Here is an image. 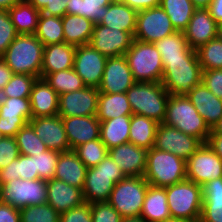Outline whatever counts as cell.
Wrapping results in <instances>:
<instances>
[{"instance_id": "cell-18", "label": "cell", "mask_w": 222, "mask_h": 222, "mask_svg": "<svg viewBox=\"0 0 222 222\" xmlns=\"http://www.w3.org/2000/svg\"><path fill=\"white\" fill-rule=\"evenodd\" d=\"M125 55L107 58L99 92L126 93L135 83Z\"/></svg>"}, {"instance_id": "cell-59", "label": "cell", "mask_w": 222, "mask_h": 222, "mask_svg": "<svg viewBox=\"0 0 222 222\" xmlns=\"http://www.w3.org/2000/svg\"><path fill=\"white\" fill-rule=\"evenodd\" d=\"M22 0H0V9L9 10L12 6Z\"/></svg>"}, {"instance_id": "cell-4", "label": "cell", "mask_w": 222, "mask_h": 222, "mask_svg": "<svg viewBox=\"0 0 222 222\" xmlns=\"http://www.w3.org/2000/svg\"><path fill=\"white\" fill-rule=\"evenodd\" d=\"M164 124L175 127L187 135L206 143L211 129L187 96L170 94Z\"/></svg>"}, {"instance_id": "cell-55", "label": "cell", "mask_w": 222, "mask_h": 222, "mask_svg": "<svg viewBox=\"0 0 222 222\" xmlns=\"http://www.w3.org/2000/svg\"><path fill=\"white\" fill-rule=\"evenodd\" d=\"M137 12L160 6L161 0H118Z\"/></svg>"}, {"instance_id": "cell-54", "label": "cell", "mask_w": 222, "mask_h": 222, "mask_svg": "<svg viewBox=\"0 0 222 222\" xmlns=\"http://www.w3.org/2000/svg\"><path fill=\"white\" fill-rule=\"evenodd\" d=\"M0 222H20V209L0 202Z\"/></svg>"}, {"instance_id": "cell-10", "label": "cell", "mask_w": 222, "mask_h": 222, "mask_svg": "<svg viewBox=\"0 0 222 222\" xmlns=\"http://www.w3.org/2000/svg\"><path fill=\"white\" fill-rule=\"evenodd\" d=\"M47 181L16 179L0 185V202L17 209L46 203Z\"/></svg>"}, {"instance_id": "cell-14", "label": "cell", "mask_w": 222, "mask_h": 222, "mask_svg": "<svg viewBox=\"0 0 222 222\" xmlns=\"http://www.w3.org/2000/svg\"><path fill=\"white\" fill-rule=\"evenodd\" d=\"M107 57L90 44L77 46L73 69L89 87H99L103 78Z\"/></svg>"}, {"instance_id": "cell-63", "label": "cell", "mask_w": 222, "mask_h": 222, "mask_svg": "<svg viewBox=\"0 0 222 222\" xmlns=\"http://www.w3.org/2000/svg\"><path fill=\"white\" fill-rule=\"evenodd\" d=\"M161 222H191V221H188V220H185V219H180V218L170 217V218L165 219L164 221H161Z\"/></svg>"}, {"instance_id": "cell-53", "label": "cell", "mask_w": 222, "mask_h": 222, "mask_svg": "<svg viewBox=\"0 0 222 222\" xmlns=\"http://www.w3.org/2000/svg\"><path fill=\"white\" fill-rule=\"evenodd\" d=\"M201 82L219 99H222V69L202 70Z\"/></svg>"}, {"instance_id": "cell-40", "label": "cell", "mask_w": 222, "mask_h": 222, "mask_svg": "<svg viewBox=\"0 0 222 222\" xmlns=\"http://www.w3.org/2000/svg\"><path fill=\"white\" fill-rule=\"evenodd\" d=\"M34 35L44 46L65 42L62 17L40 14Z\"/></svg>"}, {"instance_id": "cell-66", "label": "cell", "mask_w": 222, "mask_h": 222, "mask_svg": "<svg viewBox=\"0 0 222 222\" xmlns=\"http://www.w3.org/2000/svg\"><path fill=\"white\" fill-rule=\"evenodd\" d=\"M5 136L0 132V141L4 138Z\"/></svg>"}, {"instance_id": "cell-42", "label": "cell", "mask_w": 222, "mask_h": 222, "mask_svg": "<svg viewBox=\"0 0 222 222\" xmlns=\"http://www.w3.org/2000/svg\"><path fill=\"white\" fill-rule=\"evenodd\" d=\"M202 70L222 69V38L210 40L196 49Z\"/></svg>"}, {"instance_id": "cell-39", "label": "cell", "mask_w": 222, "mask_h": 222, "mask_svg": "<svg viewBox=\"0 0 222 222\" xmlns=\"http://www.w3.org/2000/svg\"><path fill=\"white\" fill-rule=\"evenodd\" d=\"M16 179H39L38 173H34V156L20 154L17 159L0 170V185Z\"/></svg>"}, {"instance_id": "cell-22", "label": "cell", "mask_w": 222, "mask_h": 222, "mask_svg": "<svg viewBox=\"0 0 222 222\" xmlns=\"http://www.w3.org/2000/svg\"><path fill=\"white\" fill-rule=\"evenodd\" d=\"M70 150L86 142L100 139V121L97 116L61 117Z\"/></svg>"}, {"instance_id": "cell-15", "label": "cell", "mask_w": 222, "mask_h": 222, "mask_svg": "<svg viewBox=\"0 0 222 222\" xmlns=\"http://www.w3.org/2000/svg\"><path fill=\"white\" fill-rule=\"evenodd\" d=\"M133 40L134 35L132 33L96 24L93 27L89 44L103 56L110 58L125 55Z\"/></svg>"}, {"instance_id": "cell-64", "label": "cell", "mask_w": 222, "mask_h": 222, "mask_svg": "<svg viewBox=\"0 0 222 222\" xmlns=\"http://www.w3.org/2000/svg\"><path fill=\"white\" fill-rule=\"evenodd\" d=\"M7 99V96L3 89H0V105L4 103V101Z\"/></svg>"}, {"instance_id": "cell-20", "label": "cell", "mask_w": 222, "mask_h": 222, "mask_svg": "<svg viewBox=\"0 0 222 222\" xmlns=\"http://www.w3.org/2000/svg\"><path fill=\"white\" fill-rule=\"evenodd\" d=\"M183 33L188 45L196 50L219 36V25L211 17L208 8H196Z\"/></svg>"}, {"instance_id": "cell-32", "label": "cell", "mask_w": 222, "mask_h": 222, "mask_svg": "<svg viewBox=\"0 0 222 222\" xmlns=\"http://www.w3.org/2000/svg\"><path fill=\"white\" fill-rule=\"evenodd\" d=\"M160 52L162 59H198L196 50L191 48L181 31L157 40L153 43Z\"/></svg>"}, {"instance_id": "cell-21", "label": "cell", "mask_w": 222, "mask_h": 222, "mask_svg": "<svg viewBox=\"0 0 222 222\" xmlns=\"http://www.w3.org/2000/svg\"><path fill=\"white\" fill-rule=\"evenodd\" d=\"M147 149L130 142L108 150V155L116 162L125 177L144 176Z\"/></svg>"}, {"instance_id": "cell-35", "label": "cell", "mask_w": 222, "mask_h": 222, "mask_svg": "<svg viewBox=\"0 0 222 222\" xmlns=\"http://www.w3.org/2000/svg\"><path fill=\"white\" fill-rule=\"evenodd\" d=\"M159 123L146 116L131 115L129 142L147 150L154 147Z\"/></svg>"}, {"instance_id": "cell-57", "label": "cell", "mask_w": 222, "mask_h": 222, "mask_svg": "<svg viewBox=\"0 0 222 222\" xmlns=\"http://www.w3.org/2000/svg\"><path fill=\"white\" fill-rule=\"evenodd\" d=\"M206 143L222 159V135L210 134Z\"/></svg>"}, {"instance_id": "cell-44", "label": "cell", "mask_w": 222, "mask_h": 222, "mask_svg": "<svg viewBox=\"0 0 222 222\" xmlns=\"http://www.w3.org/2000/svg\"><path fill=\"white\" fill-rule=\"evenodd\" d=\"M19 153L22 155L32 156L47 150V146L36 135L33 127L27 123L22 127L15 136Z\"/></svg>"}, {"instance_id": "cell-5", "label": "cell", "mask_w": 222, "mask_h": 222, "mask_svg": "<svg viewBox=\"0 0 222 222\" xmlns=\"http://www.w3.org/2000/svg\"><path fill=\"white\" fill-rule=\"evenodd\" d=\"M124 178L119 166L107 154L97 166L87 168L82 188L84 201L90 204L107 202L115 184Z\"/></svg>"}, {"instance_id": "cell-61", "label": "cell", "mask_w": 222, "mask_h": 222, "mask_svg": "<svg viewBox=\"0 0 222 222\" xmlns=\"http://www.w3.org/2000/svg\"><path fill=\"white\" fill-rule=\"evenodd\" d=\"M210 134H221L222 135V117L214 125V127L211 129V133Z\"/></svg>"}, {"instance_id": "cell-51", "label": "cell", "mask_w": 222, "mask_h": 222, "mask_svg": "<svg viewBox=\"0 0 222 222\" xmlns=\"http://www.w3.org/2000/svg\"><path fill=\"white\" fill-rule=\"evenodd\" d=\"M20 155L15 137H4L0 141V170Z\"/></svg>"}, {"instance_id": "cell-58", "label": "cell", "mask_w": 222, "mask_h": 222, "mask_svg": "<svg viewBox=\"0 0 222 222\" xmlns=\"http://www.w3.org/2000/svg\"><path fill=\"white\" fill-rule=\"evenodd\" d=\"M208 9L211 17L220 25L222 23V0H212Z\"/></svg>"}, {"instance_id": "cell-17", "label": "cell", "mask_w": 222, "mask_h": 222, "mask_svg": "<svg viewBox=\"0 0 222 222\" xmlns=\"http://www.w3.org/2000/svg\"><path fill=\"white\" fill-rule=\"evenodd\" d=\"M32 118L29 98H8L0 105V132L5 137L16 133Z\"/></svg>"}, {"instance_id": "cell-1", "label": "cell", "mask_w": 222, "mask_h": 222, "mask_svg": "<svg viewBox=\"0 0 222 222\" xmlns=\"http://www.w3.org/2000/svg\"><path fill=\"white\" fill-rule=\"evenodd\" d=\"M43 43L34 34H19L1 58L14 74L41 78Z\"/></svg>"}, {"instance_id": "cell-65", "label": "cell", "mask_w": 222, "mask_h": 222, "mask_svg": "<svg viewBox=\"0 0 222 222\" xmlns=\"http://www.w3.org/2000/svg\"><path fill=\"white\" fill-rule=\"evenodd\" d=\"M219 36L222 38V23L219 25Z\"/></svg>"}, {"instance_id": "cell-41", "label": "cell", "mask_w": 222, "mask_h": 222, "mask_svg": "<svg viewBox=\"0 0 222 222\" xmlns=\"http://www.w3.org/2000/svg\"><path fill=\"white\" fill-rule=\"evenodd\" d=\"M43 79L46 80L58 95L77 91L86 87L81 77L73 68L47 74Z\"/></svg>"}, {"instance_id": "cell-45", "label": "cell", "mask_w": 222, "mask_h": 222, "mask_svg": "<svg viewBox=\"0 0 222 222\" xmlns=\"http://www.w3.org/2000/svg\"><path fill=\"white\" fill-rule=\"evenodd\" d=\"M60 153L47 149L32 155L34 156V173H38L39 179L48 181L54 178Z\"/></svg>"}, {"instance_id": "cell-52", "label": "cell", "mask_w": 222, "mask_h": 222, "mask_svg": "<svg viewBox=\"0 0 222 222\" xmlns=\"http://www.w3.org/2000/svg\"><path fill=\"white\" fill-rule=\"evenodd\" d=\"M59 222H93L91 216V204L84 202L78 207L61 213Z\"/></svg>"}, {"instance_id": "cell-6", "label": "cell", "mask_w": 222, "mask_h": 222, "mask_svg": "<svg viewBox=\"0 0 222 222\" xmlns=\"http://www.w3.org/2000/svg\"><path fill=\"white\" fill-rule=\"evenodd\" d=\"M161 83L169 94L187 96L201 83L202 68L198 59H162Z\"/></svg>"}, {"instance_id": "cell-8", "label": "cell", "mask_w": 222, "mask_h": 222, "mask_svg": "<svg viewBox=\"0 0 222 222\" xmlns=\"http://www.w3.org/2000/svg\"><path fill=\"white\" fill-rule=\"evenodd\" d=\"M132 76L136 82H161L162 58L153 43L133 40L125 53Z\"/></svg>"}, {"instance_id": "cell-9", "label": "cell", "mask_w": 222, "mask_h": 222, "mask_svg": "<svg viewBox=\"0 0 222 222\" xmlns=\"http://www.w3.org/2000/svg\"><path fill=\"white\" fill-rule=\"evenodd\" d=\"M149 183L143 176L117 182L107 201L123 218L139 217Z\"/></svg>"}, {"instance_id": "cell-24", "label": "cell", "mask_w": 222, "mask_h": 222, "mask_svg": "<svg viewBox=\"0 0 222 222\" xmlns=\"http://www.w3.org/2000/svg\"><path fill=\"white\" fill-rule=\"evenodd\" d=\"M32 118L58 115L59 95L43 78H37L30 93Z\"/></svg>"}, {"instance_id": "cell-27", "label": "cell", "mask_w": 222, "mask_h": 222, "mask_svg": "<svg viewBox=\"0 0 222 222\" xmlns=\"http://www.w3.org/2000/svg\"><path fill=\"white\" fill-rule=\"evenodd\" d=\"M86 171L87 167L78 158L77 154L70 150L60 153L54 178L82 189Z\"/></svg>"}, {"instance_id": "cell-46", "label": "cell", "mask_w": 222, "mask_h": 222, "mask_svg": "<svg viewBox=\"0 0 222 222\" xmlns=\"http://www.w3.org/2000/svg\"><path fill=\"white\" fill-rule=\"evenodd\" d=\"M59 220L60 214L47 203L20 209V222H59Z\"/></svg>"}, {"instance_id": "cell-16", "label": "cell", "mask_w": 222, "mask_h": 222, "mask_svg": "<svg viewBox=\"0 0 222 222\" xmlns=\"http://www.w3.org/2000/svg\"><path fill=\"white\" fill-rule=\"evenodd\" d=\"M99 94L97 87L86 86L83 89L59 95L58 115L61 117L96 115Z\"/></svg>"}, {"instance_id": "cell-13", "label": "cell", "mask_w": 222, "mask_h": 222, "mask_svg": "<svg viewBox=\"0 0 222 222\" xmlns=\"http://www.w3.org/2000/svg\"><path fill=\"white\" fill-rule=\"evenodd\" d=\"M201 144L198 138L187 135L175 127L159 123L154 148L170 152L187 161Z\"/></svg>"}, {"instance_id": "cell-60", "label": "cell", "mask_w": 222, "mask_h": 222, "mask_svg": "<svg viewBox=\"0 0 222 222\" xmlns=\"http://www.w3.org/2000/svg\"><path fill=\"white\" fill-rule=\"evenodd\" d=\"M196 8H208L212 0H191Z\"/></svg>"}, {"instance_id": "cell-49", "label": "cell", "mask_w": 222, "mask_h": 222, "mask_svg": "<svg viewBox=\"0 0 222 222\" xmlns=\"http://www.w3.org/2000/svg\"><path fill=\"white\" fill-rule=\"evenodd\" d=\"M93 222H122L123 217L108 203L98 202L91 204Z\"/></svg>"}, {"instance_id": "cell-26", "label": "cell", "mask_w": 222, "mask_h": 222, "mask_svg": "<svg viewBox=\"0 0 222 222\" xmlns=\"http://www.w3.org/2000/svg\"><path fill=\"white\" fill-rule=\"evenodd\" d=\"M76 46L68 43L44 46L41 78L47 74L73 68Z\"/></svg>"}, {"instance_id": "cell-28", "label": "cell", "mask_w": 222, "mask_h": 222, "mask_svg": "<svg viewBox=\"0 0 222 222\" xmlns=\"http://www.w3.org/2000/svg\"><path fill=\"white\" fill-rule=\"evenodd\" d=\"M202 198L199 222H222V177L202 186Z\"/></svg>"}, {"instance_id": "cell-38", "label": "cell", "mask_w": 222, "mask_h": 222, "mask_svg": "<svg viewBox=\"0 0 222 222\" xmlns=\"http://www.w3.org/2000/svg\"><path fill=\"white\" fill-rule=\"evenodd\" d=\"M160 6L169 16L175 30L181 32L187 28L196 10L191 0H161Z\"/></svg>"}, {"instance_id": "cell-30", "label": "cell", "mask_w": 222, "mask_h": 222, "mask_svg": "<svg viewBox=\"0 0 222 222\" xmlns=\"http://www.w3.org/2000/svg\"><path fill=\"white\" fill-rule=\"evenodd\" d=\"M137 11L130 8L128 5L115 0L108 5L107 13L100 25L107 26L111 29L122 30L128 33L135 34Z\"/></svg>"}, {"instance_id": "cell-48", "label": "cell", "mask_w": 222, "mask_h": 222, "mask_svg": "<svg viewBox=\"0 0 222 222\" xmlns=\"http://www.w3.org/2000/svg\"><path fill=\"white\" fill-rule=\"evenodd\" d=\"M18 35L8 10L0 9V57Z\"/></svg>"}, {"instance_id": "cell-31", "label": "cell", "mask_w": 222, "mask_h": 222, "mask_svg": "<svg viewBox=\"0 0 222 222\" xmlns=\"http://www.w3.org/2000/svg\"><path fill=\"white\" fill-rule=\"evenodd\" d=\"M65 43L81 46L90 43L94 23L83 16L65 14L62 17Z\"/></svg>"}, {"instance_id": "cell-7", "label": "cell", "mask_w": 222, "mask_h": 222, "mask_svg": "<svg viewBox=\"0 0 222 222\" xmlns=\"http://www.w3.org/2000/svg\"><path fill=\"white\" fill-rule=\"evenodd\" d=\"M171 217L199 222L202 212V186L188 179L165 187Z\"/></svg>"}, {"instance_id": "cell-12", "label": "cell", "mask_w": 222, "mask_h": 222, "mask_svg": "<svg viewBox=\"0 0 222 222\" xmlns=\"http://www.w3.org/2000/svg\"><path fill=\"white\" fill-rule=\"evenodd\" d=\"M186 176L188 180L200 186L220 178L222 177V159L207 143H202L186 161Z\"/></svg>"}, {"instance_id": "cell-2", "label": "cell", "mask_w": 222, "mask_h": 222, "mask_svg": "<svg viewBox=\"0 0 222 222\" xmlns=\"http://www.w3.org/2000/svg\"><path fill=\"white\" fill-rule=\"evenodd\" d=\"M126 95L133 114L164 122L170 94L161 82H135Z\"/></svg>"}, {"instance_id": "cell-11", "label": "cell", "mask_w": 222, "mask_h": 222, "mask_svg": "<svg viewBox=\"0 0 222 222\" xmlns=\"http://www.w3.org/2000/svg\"><path fill=\"white\" fill-rule=\"evenodd\" d=\"M175 32L169 16L161 6L148 8L137 13L135 40L154 43Z\"/></svg>"}, {"instance_id": "cell-25", "label": "cell", "mask_w": 222, "mask_h": 222, "mask_svg": "<svg viewBox=\"0 0 222 222\" xmlns=\"http://www.w3.org/2000/svg\"><path fill=\"white\" fill-rule=\"evenodd\" d=\"M187 98L212 129L222 117V99L217 98L202 82L190 91Z\"/></svg>"}, {"instance_id": "cell-29", "label": "cell", "mask_w": 222, "mask_h": 222, "mask_svg": "<svg viewBox=\"0 0 222 222\" xmlns=\"http://www.w3.org/2000/svg\"><path fill=\"white\" fill-rule=\"evenodd\" d=\"M140 216L145 222H161L171 217L165 188L148 185Z\"/></svg>"}, {"instance_id": "cell-56", "label": "cell", "mask_w": 222, "mask_h": 222, "mask_svg": "<svg viewBox=\"0 0 222 222\" xmlns=\"http://www.w3.org/2000/svg\"><path fill=\"white\" fill-rule=\"evenodd\" d=\"M14 73L6 62L0 57V89H3L5 85L12 79Z\"/></svg>"}, {"instance_id": "cell-37", "label": "cell", "mask_w": 222, "mask_h": 222, "mask_svg": "<svg viewBox=\"0 0 222 222\" xmlns=\"http://www.w3.org/2000/svg\"><path fill=\"white\" fill-rule=\"evenodd\" d=\"M115 0H69L66 14L83 16L94 25L100 24L107 13L108 5Z\"/></svg>"}, {"instance_id": "cell-33", "label": "cell", "mask_w": 222, "mask_h": 222, "mask_svg": "<svg viewBox=\"0 0 222 222\" xmlns=\"http://www.w3.org/2000/svg\"><path fill=\"white\" fill-rule=\"evenodd\" d=\"M132 114L126 93L100 92L96 112L100 122Z\"/></svg>"}, {"instance_id": "cell-62", "label": "cell", "mask_w": 222, "mask_h": 222, "mask_svg": "<svg viewBox=\"0 0 222 222\" xmlns=\"http://www.w3.org/2000/svg\"><path fill=\"white\" fill-rule=\"evenodd\" d=\"M122 222H145V220L139 217H130V218H123Z\"/></svg>"}, {"instance_id": "cell-19", "label": "cell", "mask_w": 222, "mask_h": 222, "mask_svg": "<svg viewBox=\"0 0 222 222\" xmlns=\"http://www.w3.org/2000/svg\"><path fill=\"white\" fill-rule=\"evenodd\" d=\"M28 123L47 146V149L57 152L70 151V145L60 115L31 118Z\"/></svg>"}, {"instance_id": "cell-50", "label": "cell", "mask_w": 222, "mask_h": 222, "mask_svg": "<svg viewBox=\"0 0 222 222\" xmlns=\"http://www.w3.org/2000/svg\"><path fill=\"white\" fill-rule=\"evenodd\" d=\"M36 9L40 10L41 14L48 16L63 17L66 14V6L69 0H27Z\"/></svg>"}, {"instance_id": "cell-3", "label": "cell", "mask_w": 222, "mask_h": 222, "mask_svg": "<svg viewBox=\"0 0 222 222\" xmlns=\"http://www.w3.org/2000/svg\"><path fill=\"white\" fill-rule=\"evenodd\" d=\"M143 177L151 186H171L187 179L186 161L170 152L153 147L147 151Z\"/></svg>"}, {"instance_id": "cell-34", "label": "cell", "mask_w": 222, "mask_h": 222, "mask_svg": "<svg viewBox=\"0 0 222 222\" xmlns=\"http://www.w3.org/2000/svg\"><path fill=\"white\" fill-rule=\"evenodd\" d=\"M131 115L100 122V139L107 149L129 142Z\"/></svg>"}, {"instance_id": "cell-43", "label": "cell", "mask_w": 222, "mask_h": 222, "mask_svg": "<svg viewBox=\"0 0 222 222\" xmlns=\"http://www.w3.org/2000/svg\"><path fill=\"white\" fill-rule=\"evenodd\" d=\"M87 168L97 166L108 154V149L101 139L92 140L73 149Z\"/></svg>"}, {"instance_id": "cell-36", "label": "cell", "mask_w": 222, "mask_h": 222, "mask_svg": "<svg viewBox=\"0 0 222 222\" xmlns=\"http://www.w3.org/2000/svg\"><path fill=\"white\" fill-rule=\"evenodd\" d=\"M8 13L18 34H35L41 12L30 2L22 0L12 6Z\"/></svg>"}, {"instance_id": "cell-47", "label": "cell", "mask_w": 222, "mask_h": 222, "mask_svg": "<svg viewBox=\"0 0 222 222\" xmlns=\"http://www.w3.org/2000/svg\"><path fill=\"white\" fill-rule=\"evenodd\" d=\"M37 77L26 74H14L3 88L8 98H29L32 86Z\"/></svg>"}, {"instance_id": "cell-23", "label": "cell", "mask_w": 222, "mask_h": 222, "mask_svg": "<svg viewBox=\"0 0 222 222\" xmlns=\"http://www.w3.org/2000/svg\"><path fill=\"white\" fill-rule=\"evenodd\" d=\"M84 202L83 190L81 188L71 186L55 178L47 181L46 203L59 214L78 207Z\"/></svg>"}]
</instances>
